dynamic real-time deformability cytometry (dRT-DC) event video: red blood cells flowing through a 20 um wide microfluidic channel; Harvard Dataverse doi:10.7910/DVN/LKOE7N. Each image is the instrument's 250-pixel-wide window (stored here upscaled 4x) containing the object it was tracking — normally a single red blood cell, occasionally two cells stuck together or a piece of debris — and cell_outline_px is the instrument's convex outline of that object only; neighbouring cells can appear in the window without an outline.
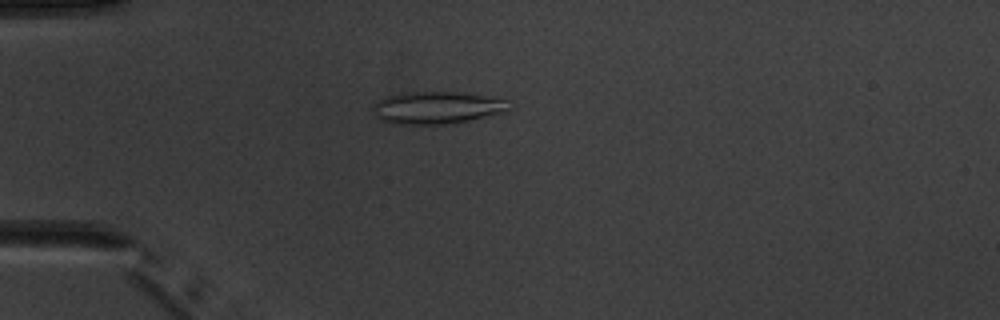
{"species": "common noctule bat (a hibernating species)", "species_latin": "Nyctalus noctula", "temperature_condition": "warm", "stored_images_in_passage": 4, "camera_frame_rate_fps": 3000, "um_per_image_px": 0.085, "animal": {"sex": "male", "body_mass_g": 20.1, "forearm_length_mm": 53.5}, "frame": {"image": 1, "passage_image": 4, "time_ms": 4.333, "image_size_px": [1000, 320], "cell_outline_px": [[512, 108], [508, 112], [448, 124], [396, 124], [380, 120], [372, 112], [372, 108], [384, 96], [400, 92], [464, 92], [512, 100]], "centroid_in_image_um": [37.21, 9.14], "position_along_channel_um": 47.8, "area_um2": 26.18}}